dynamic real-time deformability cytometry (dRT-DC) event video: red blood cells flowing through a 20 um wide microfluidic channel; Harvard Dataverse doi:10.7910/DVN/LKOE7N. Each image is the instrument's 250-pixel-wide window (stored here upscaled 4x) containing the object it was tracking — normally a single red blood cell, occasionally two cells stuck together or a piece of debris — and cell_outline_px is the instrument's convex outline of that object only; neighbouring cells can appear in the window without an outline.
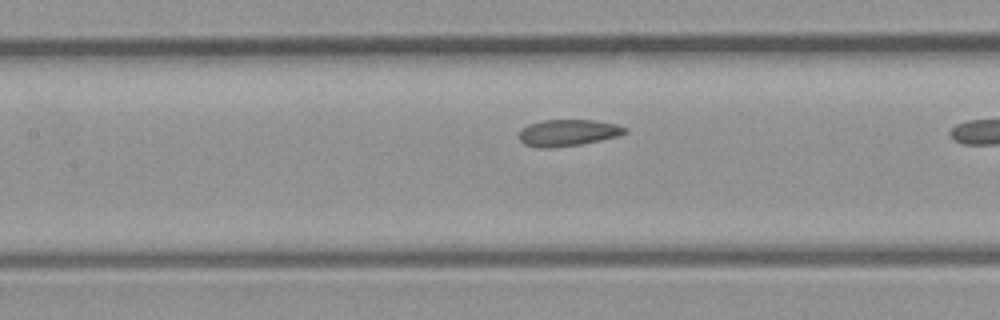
{"species": "common noctule bat (a hibernating species)", "species_latin": "Nyctalus noctula", "temperature_condition": "room temperature", "stored_images_in_passage": 10, "camera_frame_rate_fps": 3000, "um_per_image_px": 0.085, "animal": {"sex": "male", "body_mass_g": 23.1, "forearm_length_mm": 52.7}, "frame": {"image": 1, "passage_image": 9, "time_ms": 2.667, "image_size_px": [1000, 320], "cell_outline_px": [[628, 132], [616, 136], [600, 140], [580, 144], [548, 148], [536, 148], [524, 144], [520, 140], [520, 128], [528, 124], [544, 120], [596, 120], [616, 124], [628, 128]], "centroid_in_image_um": [48.26, 11.28], "position_along_channel_um": 159.1, "area_um2": 16.42}}